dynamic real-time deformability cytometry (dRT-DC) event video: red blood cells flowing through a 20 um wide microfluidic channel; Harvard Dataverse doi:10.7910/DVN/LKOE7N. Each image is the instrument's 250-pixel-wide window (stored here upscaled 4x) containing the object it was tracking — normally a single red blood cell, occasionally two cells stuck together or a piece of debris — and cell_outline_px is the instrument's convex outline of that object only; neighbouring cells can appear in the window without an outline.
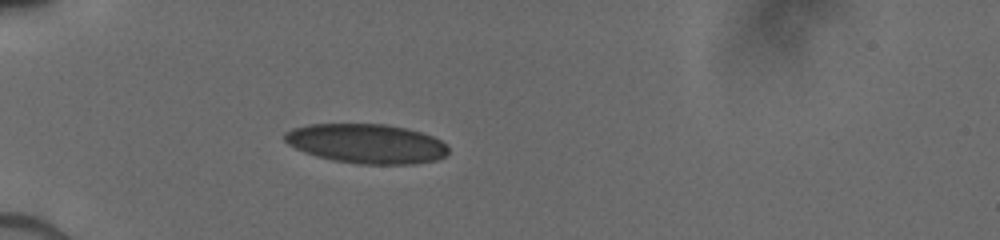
{"species": "human", "species_latin": "Homo sapiens", "temperature_condition": "cold", "stored_images_in_passage": 23, "camera_frame_rate_fps": 3000, "um_per_image_px": 0.085, "donor": {"sex": "male"}, "frame": {"image": 1, "passage_image": 4, "time_ms": 2.0, "image_size_px": [1000, 240], "cell_outline_px": [[448, 152], [444, 156], [436, 160], [412, 164], [356, 164], [332, 160], [316, 156], [304, 152], [288, 144], [284, 140], [284, 132], [292, 128], [308, 124], [384, 124], [408, 128], [432, 136], [448, 144]], "centroid_in_image_um": [31.14, 12.21], "position_along_channel_um": 53.9, "area_um2": 37.86}}
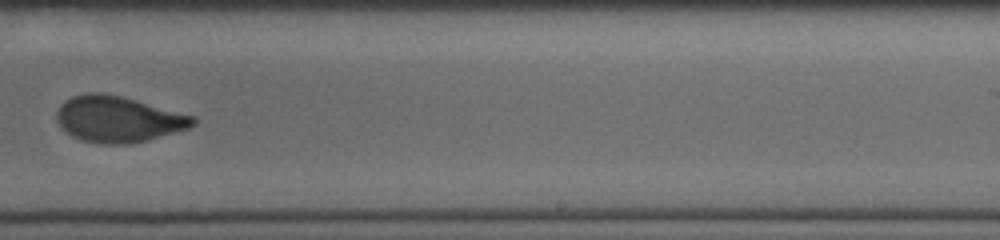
{"frame": {"image": 2, "passage_image": 14, "time_ms": 8.0, "image_size_px": [1000, 240], "cell_outline_px": [[196, 124], [188, 128], [144, 140], [128, 144], [104, 144], [84, 140], [72, 136], [56, 120], [56, 112], [60, 104], [64, 100], [72, 96], [84, 92], [104, 92], [136, 100], [196, 116]], "centroid_in_image_um": [10.03, 10.1], "position_along_channel_um": 279.0, "area_um2": 36.36}}
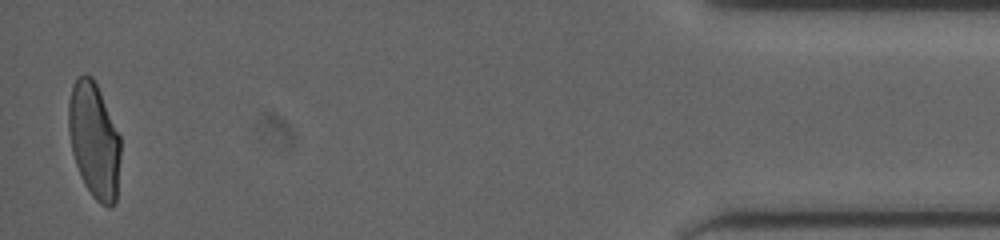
{"frame": {"image": 3, "passage_image": 23, "time_ms": 13.333, "image_size_px": [1000, 240], "cell_outline_px": [[120, 156], [116, 200], [112, 208], [108, 208], [100, 204], [92, 196], [84, 184], [76, 164], [72, 152], [68, 128], [68, 104], [72, 88], [76, 80], [84, 72], [92, 76], [100, 92], [120, 136]], "centroid_in_image_um": [8.0, 11.95], "position_along_channel_um": 427.2, "area_um2": 34.97}}